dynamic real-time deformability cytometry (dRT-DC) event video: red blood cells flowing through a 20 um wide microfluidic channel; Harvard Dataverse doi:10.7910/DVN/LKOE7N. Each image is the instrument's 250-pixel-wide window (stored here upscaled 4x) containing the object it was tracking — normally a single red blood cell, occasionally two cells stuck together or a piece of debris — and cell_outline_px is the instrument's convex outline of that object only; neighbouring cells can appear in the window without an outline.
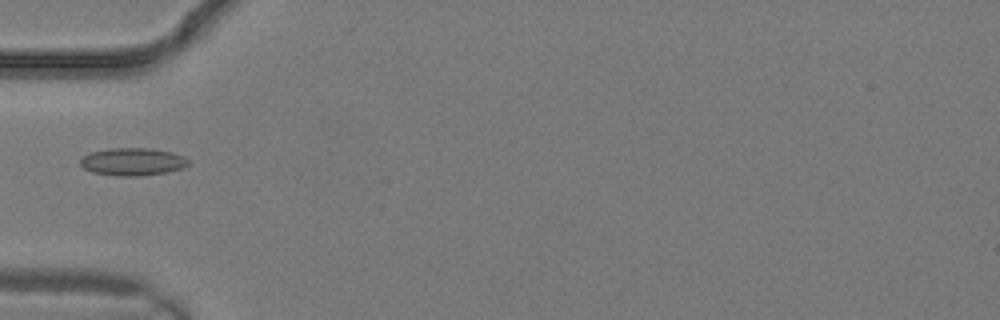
{"species": "common noctule bat (a hibernating species)", "species_latin": "Nyctalus noctula", "temperature_condition": "warm", "stored_images_in_passage": 3, "camera_frame_rate_fps": 3000, "um_per_image_px": 0.085, "animal": {"sex": "male", "body_mass_g": 19.2, "forearm_length_mm": 51.8}, "frame": {"image": 1, "passage_image": 3, "time_ms": 0.667, "image_size_px": [1000, 320], "cell_outline_px": [[188, 164], [180, 168], [164, 172], [136, 176], [116, 176], [92, 172], [84, 168], [80, 164], [80, 160], [88, 152], [108, 148], [152, 148], [172, 152], [184, 156], [188, 160]], "centroid_in_image_um": [11.22, 13.73], "position_along_channel_um": 73.8, "area_um2": 17.34}}